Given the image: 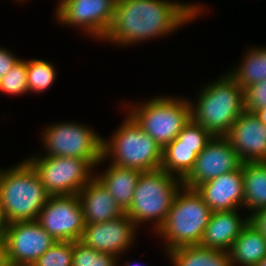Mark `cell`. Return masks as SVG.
<instances>
[{"label": "cell", "instance_id": "1", "mask_svg": "<svg viewBox=\"0 0 266 266\" xmlns=\"http://www.w3.org/2000/svg\"><path fill=\"white\" fill-rule=\"evenodd\" d=\"M204 6L177 0H116L113 22L103 42L125 48L157 37L166 38L203 16Z\"/></svg>", "mask_w": 266, "mask_h": 266}, {"label": "cell", "instance_id": "2", "mask_svg": "<svg viewBox=\"0 0 266 266\" xmlns=\"http://www.w3.org/2000/svg\"><path fill=\"white\" fill-rule=\"evenodd\" d=\"M204 84L190 103L191 119L212 136H225L245 111L244 89L228 74Z\"/></svg>", "mask_w": 266, "mask_h": 266}, {"label": "cell", "instance_id": "3", "mask_svg": "<svg viewBox=\"0 0 266 266\" xmlns=\"http://www.w3.org/2000/svg\"><path fill=\"white\" fill-rule=\"evenodd\" d=\"M51 195L26 160L0 169V202L8 223L33 221Z\"/></svg>", "mask_w": 266, "mask_h": 266}, {"label": "cell", "instance_id": "4", "mask_svg": "<svg viewBox=\"0 0 266 266\" xmlns=\"http://www.w3.org/2000/svg\"><path fill=\"white\" fill-rule=\"evenodd\" d=\"M212 210L196 189L182 187L159 230L167 252L183 246L199 245Z\"/></svg>", "mask_w": 266, "mask_h": 266}, {"label": "cell", "instance_id": "5", "mask_svg": "<svg viewBox=\"0 0 266 266\" xmlns=\"http://www.w3.org/2000/svg\"><path fill=\"white\" fill-rule=\"evenodd\" d=\"M182 187V179L168 174L161 168L141 172L132 202L125 213L137 227L151 221L153 223L151 231L156 233L165 222Z\"/></svg>", "mask_w": 266, "mask_h": 266}, {"label": "cell", "instance_id": "6", "mask_svg": "<svg viewBox=\"0 0 266 266\" xmlns=\"http://www.w3.org/2000/svg\"><path fill=\"white\" fill-rule=\"evenodd\" d=\"M162 150L128 113L116 131L108 139L103 138L104 159L141 172L161 168Z\"/></svg>", "mask_w": 266, "mask_h": 266}, {"label": "cell", "instance_id": "7", "mask_svg": "<svg viewBox=\"0 0 266 266\" xmlns=\"http://www.w3.org/2000/svg\"><path fill=\"white\" fill-rule=\"evenodd\" d=\"M180 97L157 95L143 103H129L130 109L125 110L163 149L177 138L191 118L189 100Z\"/></svg>", "mask_w": 266, "mask_h": 266}, {"label": "cell", "instance_id": "8", "mask_svg": "<svg viewBox=\"0 0 266 266\" xmlns=\"http://www.w3.org/2000/svg\"><path fill=\"white\" fill-rule=\"evenodd\" d=\"M37 172L42 185L51 196L77 195L94 177L106 160L75 157L42 156L41 152L25 158ZM94 171V172H93Z\"/></svg>", "mask_w": 266, "mask_h": 266}, {"label": "cell", "instance_id": "9", "mask_svg": "<svg viewBox=\"0 0 266 266\" xmlns=\"http://www.w3.org/2000/svg\"><path fill=\"white\" fill-rule=\"evenodd\" d=\"M42 156L75 157L86 160H102L103 136L79 122H58L42 131Z\"/></svg>", "mask_w": 266, "mask_h": 266}, {"label": "cell", "instance_id": "10", "mask_svg": "<svg viewBox=\"0 0 266 266\" xmlns=\"http://www.w3.org/2000/svg\"><path fill=\"white\" fill-rule=\"evenodd\" d=\"M115 4L116 0H61L56 5L55 19L102 41L113 22Z\"/></svg>", "mask_w": 266, "mask_h": 266}, {"label": "cell", "instance_id": "11", "mask_svg": "<svg viewBox=\"0 0 266 266\" xmlns=\"http://www.w3.org/2000/svg\"><path fill=\"white\" fill-rule=\"evenodd\" d=\"M36 221L56 241L81 240L85 228L78 195L51 196Z\"/></svg>", "mask_w": 266, "mask_h": 266}, {"label": "cell", "instance_id": "12", "mask_svg": "<svg viewBox=\"0 0 266 266\" xmlns=\"http://www.w3.org/2000/svg\"><path fill=\"white\" fill-rule=\"evenodd\" d=\"M242 164L239 155L224 136H213L197 155L193 169L182 180L183 186L196 189L200 184L235 171Z\"/></svg>", "mask_w": 266, "mask_h": 266}, {"label": "cell", "instance_id": "13", "mask_svg": "<svg viewBox=\"0 0 266 266\" xmlns=\"http://www.w3.org/2000/svg\"><path fill=\"white\" fill-rule=\"evenodd\" d=\"M9 263L33 265L57 241L36 221L8 224L4 231Z\"/></svg>", "mask_w": 266, "mask_h": 266}, {"label": "cell", "instance_id": "14", "mask_svg": "<svg viewBox=\"0 0 266 266\" xmlns=\"http://www.w3.org/2000/svg\"><path fill=\"white\" fill-rule=\"evenodd\" d=\"M137 229L125 213L111 221L85 225L80 241L98 252L113 254L120 261V256L136 242Z\"/></svg>", "mask_w": 266, "mask_h": 266}, {"label": "cell", "instance_id": "15", "mask_svg": "<svg viewBox=\"0 0 266 266\" xmlns=\"http://www.w3.org/2000/svg\"><path fill=\"white\" fill-rule=\"evenodd\" d=\"M224 137L243 163L266 162V125L254 112L243 111Z\"/></svg>", "mask_w": 266, "mask_h": 266}, {"label": "cell", "instance_id": "16", "mask_svg": "<svg viewBox=\"0 0 266 266\" xmlns=\"http://www.w3.org/2000/svg\"><path fill=\"white\" fill-rule=\"evenodd\" d=\"M212 212L242 210L244 208L243 164L196 188ZM243 207V208H242Z\"/></svg>", "mask_w": 266, "mask_h": 266}, {"label": "cell", "instance_id": "17", "mask_svg": "<svg viewBox=\"0 0 266 266\" xmlns=\"http://www.w3.org/2000/svg\"><path fill=\"white\" fill-rule=\"evenodd\" d=\"M239 211L212 212L199 245L208 249L229 251L250 222V216L241 218Z\"/></svg>", "mask_w": 266, "mask_h": 266}, {"label": "cell", "instance_id": "18", "mask_svg": "<svg viewBox=\"0 0 266 266\" xmlns=\"http://www.w3.org/2000/svg\"><path fill=\"white\" fill-rule=\"evenodd\" d=\"M77 195L83 209L85 225L111 221L125 214L108 189L96 177Z\"/></svg>", "mask_w": 266, "mask_h": 266}, {"label": "cell", "instance_id": "19", "mask_svg": "<svg viewBox=\"0 0 266 266\" xmlns=\"http://www.w3.org/2000/svg\"><path fill=\"white\" fill-rule=\"evenodd\" d=\"M95 177L108 189L117 204L125 212L132 202L137 180L141 171L109 163Z\"/></svg>", "mask_w": 266, "mask_h": 266}, {"label": "cell", "instance_id": "20", "mask_svg": "<svg viewBox=\"0 0 266 266\" xmlns=\"http://www.w3.org/2000/svg\"><path fill=\"white\" fill-rule=\"evenodd\" d=\"M228 253L232 266H256L266 256V238L249 222Z\"/></svg>", "mask_w": 266, "mask_h": 266}, {"label": "cell", "instance_id": "21", "mask_svg": "<svg viewBox=\"0 0 266 266\" xmlns=\"http://www.w3.org/2000/svg\"><path fill=\"white\" fill-rule=\"evenodd\" d=\"M244 209L249 216L266 208V162L243 163Z\"/></svg>", "mask_w": 266, "mask_h": 266}, {"label": "cell", "instance_id": "22", "mask_svg": "<svg viewBox=\"0 0 266 266\" xmlns=\"http://www.w3.org/2000/svg\"><path fill=\"white\" fill-rule=\"evenodd\" d=\"M173 266H232L228 251L200 245L183 246L166 252Z\"/></svg>", "mask_w": 266, "mask_h": 266}, {"label": "cell", "instance_id": "23", "mask_svg": "<svg viewBox=\"0 0 266 266\" xmlns=\"http://www.w3.org/2000/svg\"><path fill=\"white\" fill-rule=\"evenodd\" d=\"M245 53V54H244ZM243 53L241 61L228 74L241 88L266 79V47L254 46ZM240 64V65H239Z\"/></svg>", "mask_w": 266, "mask_h": 266}, {"label": "cell", "instance_id": "24", "mask_svg": "<svg viewBox=\"0 0 266 266\" xmlns=\"http://www.w3.org/2000/svg\"><path fill=\"white\" fill-rule=\"evenodd\" d=\"M197 155V146L179 145L175 138L162 150L161 169L183 180L193 169Z\"/></svg>", "mask_w": 266, "mask_h": 266}, {"label": "cell", "instance_id": "25", "mask_svg": "<svg viewBox=\"0 0 266 266\" xmlns=\"http://www.w3.org/2000/svg\"><path fill=\"white\" fill-rule=\"evenodd\" d=\"M27 68V85L28 91L34 93H44L51 88L57 71L55 66L43 59H30L26 60Z\"/></svg>", "mask_w": 266, "mask_h": 266}, {"label": "cell", "instance_id": "26", "mask_svg": "<svg viewBox=\"0 0 266 266\" xmlns=\"http://www.w3.org/2000/svg\"><path fill=\"white\" fill-rule=\"evenodd\" d=\"M72 266H118V257L98 252L78 240L74 242Z\"/></svg>", "mask_w": 266, "mask_h": 266}, {"label": "cell", "instance_id": "27", "mask_svg": "<svg viewBox=\"0 0 266 266\" xmlns=\"http://www.w3.org/2000/svg\"><path fill=\"white\" fill-rule=\"evenodd\" d=\"M27 68L25 59H19L16 64L2 76L0 93L23 95L28 93Z\"/></svg>", "mask_w": 266, "mask_h": 266}, {"label": "cell", "instance_id": "28", "mask_svg": "<svg viewBox=\"0 0 266 266\" xmlns=\"http://www.w3.org/2000/svg\"><path fill=\"white\" fill-rule=\"evenodd\" d=\"M74 241H57L32 266H72Z\"/></svg>", "mask_w": 266, "mask_h": 266}, {"label": "cell", "instance_id": "29", "mask_svg": "<svg viewBox=\"0 0 266 266\" xmlns=\"http://www.w3.org/2000/svg\"><path fill=\"white\" fill-rule=\"evenodd\" d=\"M212 138L213 136L204 127L191 118L177 135L179 145L197 146V154L206 147Z\"/></svg>", "mask_w": 266, "mask_h": 266}, {"label": "cell", "instance_id": "30", "mask_svg": "<svg viewBox=\"0 0 266 266\" xmlns=\"http://www.w3.org/2000/svg\"><path fill=\"white\" fill-rule=\"evenodd\" d=\"M244 99L246 111L266 107V79L244 88Z\"/></svg>", "mask_w": 266, "mask_h": 266}, {"label": "cell", "instance_id": "31", "mask_svg": "<svg viewBox=\"0 0 266 266\" xmlns=\"http://www.w3.org/2000/svg\"><path fill=\"white\" fill-rule=\"evenodd\" d=\"M19 59L8 48L0 46V74L5 75Z\"/></svg>", "mask_w": 266, "mask_h": 266}, {"label": "cell", "instance_id": "32", "mask_svg": "<svg viewBox=\"0 0 266 266\" xmlns=\"http://www.w3.org/2000/svg\"><path fill=\"white\" fill-rule=\"evenodd\" d=\"M250 222L264 235L266 238V208L260 209L250 216Z\"/></svg>", "mask_w": 266, "mask_h": 266}, {"label": "cell", "instance_id": "33", "mask_svg": "<svg viewBox=\"0 0 266 266\" xmlns=\"http://www.w3.org/2000/svg\"><path fill=\"white\" fill-rule=\"evenodd\" d=\"M7 243L4 234H0V266H8Z\"/></svg>", "mask_w": 266, "mask_h": 266}, {"label": "cell", "instance_id": "34", "mask_svg": "<svg viewBox=\"0 0 266 266\" xmlns=\"http://www.w3.org/2000/svg\"><path fill=\"white\" fill-rule=\"evenodd\" d=\"M8 224L9 223L5 217L3 207H2L1 202H0V234H4V231H5L6 227L8 226Z\"/></svg>", "mask_w": 266, "mask_h": 266}, {"label": "cell", "instance_id": "35", "mask_svg": "<svg viewBox=\"0 0 266 266\" xmlns=\"http://www.w3.org/2000/svg\"><path fill=\"white\" fill-rule=\"evenodd\" d=\"M259 118V121L266 125V107H262L253 111Z\"/></svg>", "mask_w": 266, "mask_h": 266}, {"label": "cell", "instance_id": "36", "mask_svg": "<svg viewBox=\"0 0 266 266\" xmlns=\"http://www.w3.org/2000/svg\"><path fill=\"white\" fill-rule=\"evenodd\" d=\"M256 266H266V256L263 260H261Z\"/></svg>", "mask_w": 266, "mask_h": 266}, {"label": "cell", "instance_id": "37", "mask_svg": "<svg viewBox=\"0 0 266 266\" xmlns=\"http://www.w3.org/2000/svg\"><path fill=\"white\" fill-rule=\"evenodd\" d=\"M118 266H120V265L118 264ZM123 266H141V265L140 264H132L129 261H127V263H125Z\"/></svg>", "mask_w": 266, "mask_h": 266}, {"label": "cell", "instance_id": "38", "mask_svg": "<svg viewBox=\"0 0 266 266\" xmlns=\"http://www.w3.org/2000/svg\"><path fill=\"white\" fill-rule=\"evenodd\" d=\"M8 266H32V265H23V264H13V263H10Z\"/></svg>", "mask_w": 266, "mask_h": 266}, {"label": "cell", "instance_id": "39", "mask_svg": "<svg viewBox=\"0 0 266 266\" xmlns=\"http://www.w3.org/2000/svg\"><path fill=\"white\" fill-rule=\"evenodd\" d=\"M13 1H14V0H13ZM16 1H18V2H23V1H24V2H25V0H15V2H16Z\"/></svg>", "mask_w": 266, "mask_h": 266}]
</instances>
